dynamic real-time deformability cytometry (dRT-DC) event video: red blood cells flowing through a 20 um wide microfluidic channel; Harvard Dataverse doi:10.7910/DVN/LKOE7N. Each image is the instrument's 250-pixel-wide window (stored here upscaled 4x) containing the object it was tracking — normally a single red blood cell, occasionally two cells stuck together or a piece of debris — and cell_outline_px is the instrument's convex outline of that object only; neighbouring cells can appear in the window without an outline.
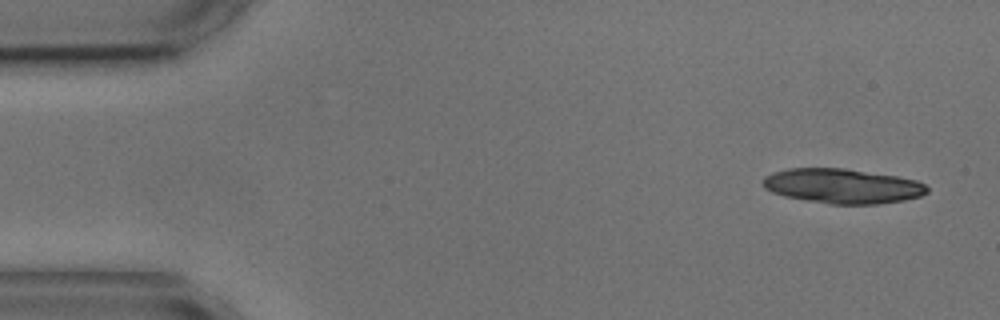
{"species": "common noctule bat (a hibernating species)", "species_latin": "Nyctalus noctula", "temperature_condition": "cold", "stored_images_in_passage": 5, "camera_frame_rate_fps": 3000, "um_per_image_px": 0.085, "animal": {"sex": "male", "body_mass_g": 17.9, "forearm_length_mm": 54.2}, "frame": {"image": 1, "passage_image": 1, "time_ms": 0.0, "image_size_px": [1000, 320], "cell_outline_px": [[928, 192], [920, 196], [904, 200], [880, 204], [828, 204], [784, 196], [772, 192], [764, 188], [760, 180], [764, 176], [772, 172], [788, 168], [844, 168], [896, 176], [916, 180], [924, 184], [928, 188]], "centroid_in_image_um": [71.56, 15.81], "position_along_channel_um": 13.4, "area_um2": 33.41}}
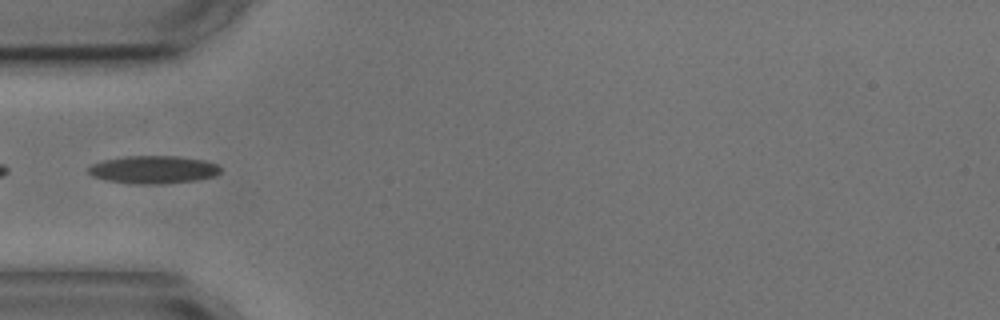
{"frame": {"image": 2, "passage_image": 5, "time_ms": 4.667, "image_size_px": [1000, 320], "cell_outline_px": [[220, 172], [216, 176], [196, 180], [156, 184], [136, 184], [108, 180], [92, 176], [88, 172], [88, 168], [92, 164], [104, 160], [124, 156], [176, 156], [204, 160], [216, 164], [220, 168]], "centroid_in_image_um": [13.04, 14.41], "position_along_channel_um": 72.0, "area_um2": 21.27}}